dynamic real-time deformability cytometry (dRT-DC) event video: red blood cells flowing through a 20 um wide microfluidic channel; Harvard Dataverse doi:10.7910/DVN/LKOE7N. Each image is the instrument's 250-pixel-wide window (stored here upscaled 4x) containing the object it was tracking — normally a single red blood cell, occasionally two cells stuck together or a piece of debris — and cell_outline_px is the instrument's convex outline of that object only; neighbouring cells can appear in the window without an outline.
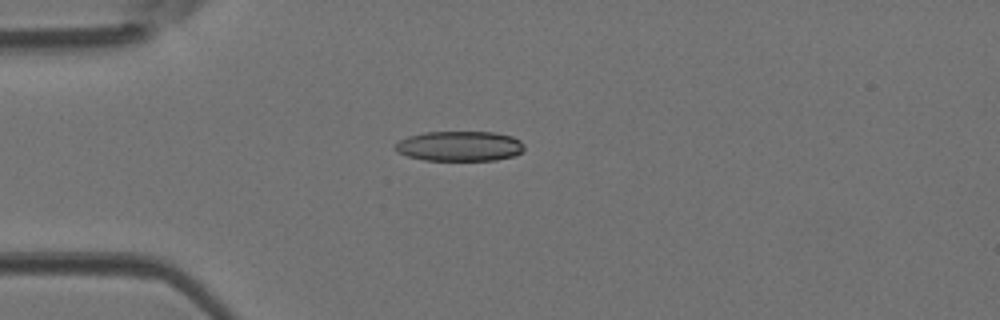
{"species": "Egyptian fruit bat (a non-hibernating species)", "species_latin": "Rousettus aegyptiacus", "temperature_condition": "room temperature", "stored_images_in_passage": 34, "camera_frame_rate_fps": 3000, "um_per_image_px": 0.085, "animal": {"sex": "female"}, "frame": {"image": 1, "passage_image": 1, "time_ms": 0.0, "image_size_px": [1000, 320], "cell_outline_px": [[524, 148], [516, 156], [496, 160], [424, 160], [408, 156], [396, 152], [392, 148], [400, 140], [408, 136], [424, 132], [496, 132], [512, 136], [520, 140], [524, 144]], "centroid_in_image_um": [39.07, 12.42], "position_along_channel_um": 45.9, "area_um2": 22.77}}
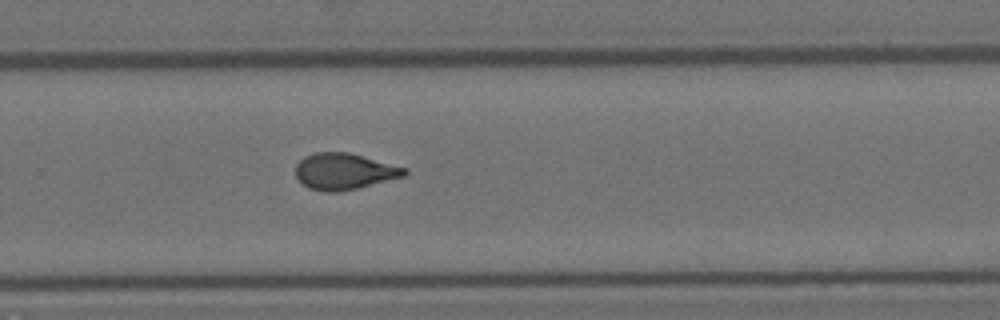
{"frame": {"image": 2, "passage_image": 19, "time_ms": 6.0, "image_size_px": [1000, 320], "cell_outline_px": [[408, 172], [404, 176], [340, 192], [324, 192], [308, 188], [296, 176], [296, 164], [304, 156], [316, 152], [348, 152], [408, 168]], "centroid_in_image_um": [29.25, 14.56], "position_along_channel_um": 300.6, "area_um2": 22.95}}
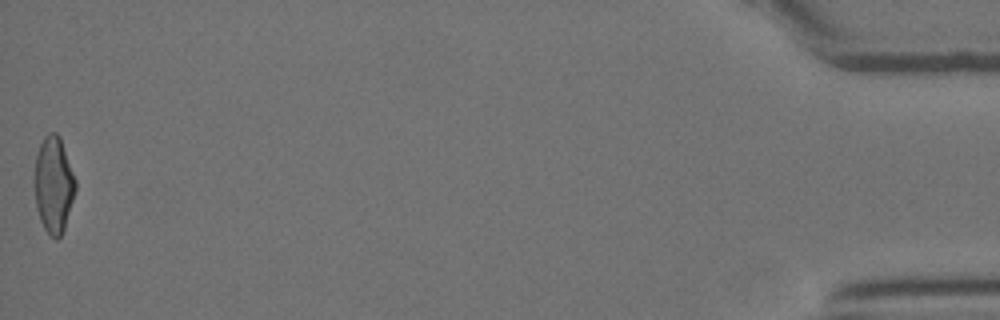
{"frame": {"image": 3, "passage_image": 34, "time_ms": 11.0, "image_size_px": [1000, 320], "cell_outline_px": [[76, 192], [64, 228], [60, 236], [56, 240], [48, 236], [40, 220], [36, 208], [32, 184], [32, 180], [36, 156], [40, 144], [44, 136], [48, 132], [56, 132], [60, 136], [76, 180]], "centroid_in_image_um": [4.53, 15.71], "position_along_channel_um": 430.7, "area_um2": 23.7}}